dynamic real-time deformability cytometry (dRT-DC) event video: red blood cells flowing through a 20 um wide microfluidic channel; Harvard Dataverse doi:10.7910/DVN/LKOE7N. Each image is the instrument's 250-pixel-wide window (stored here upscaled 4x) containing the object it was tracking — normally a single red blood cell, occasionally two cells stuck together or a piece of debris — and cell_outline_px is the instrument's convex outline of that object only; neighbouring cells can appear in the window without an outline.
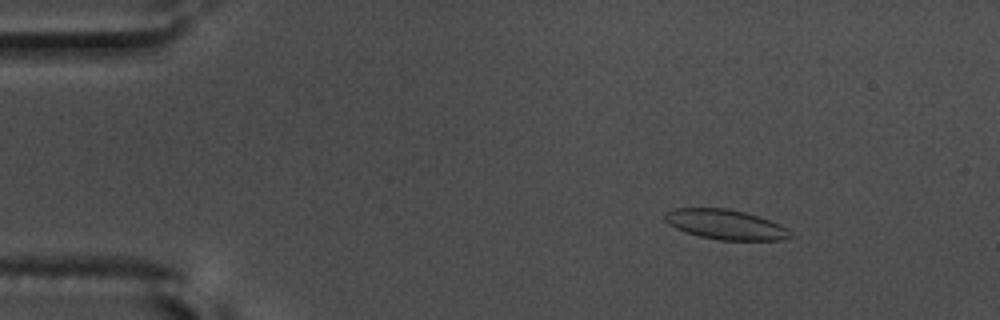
{"species": "common noctule bat (a hibernating species)", "species_latin": "Nyctalus noctula", "temperature_condition": "warm", "stored_images_in_passage": 51, "camera_frame_rate_fps": 3000, "um_per_image_px": 0.085, "animal": {"sex": "male", "body_mass_g": 17.5, "forearm_length_mm": 52.3}, "frame": {"image": 1, "passage_image": 2, "time_ms": 0.333, "image_size_px": [1000, 320], "cell_outline_px": [[792, 236], [784, 240], [720, 240], [700, 236], [684, 232], [668, 224], [664, 220], [664, 216], [668, 212], [676, 208], [728, 208], [744, 212], [780, 224], [788, 228]], "centroid_in_image_um": [61.67, 19.09], "position_along_channel_um": 23.3, "area_um2": 21.73}}
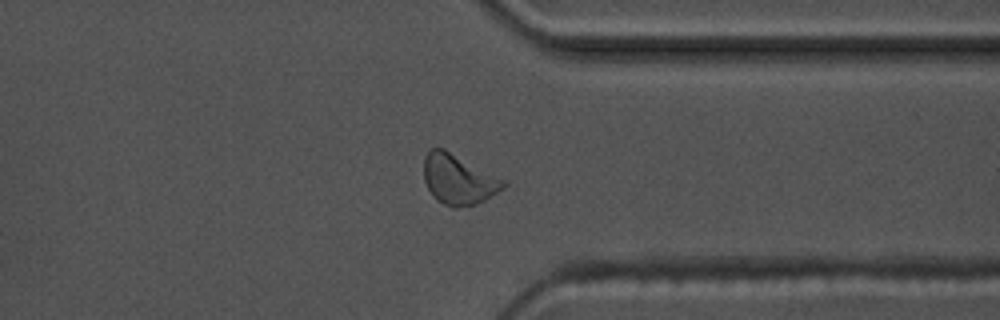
{"frame": {"image": 2, "passage_image": 38, "time_ms": 12.333, "image_size_px": [1000, 320], "cell_outline_px": [[508, 184], [504, 188], [484, 200], [476, 204], [456, 208], [452, 208], [436, 200], [432, 196], [424, 180], [424, 156], [432, 148], [444, 148], [508, 180]], "centroid_in_image_um": [39.0, 15.24], "position_along_channel_um": 372.4, "area_um2": 23.58}}
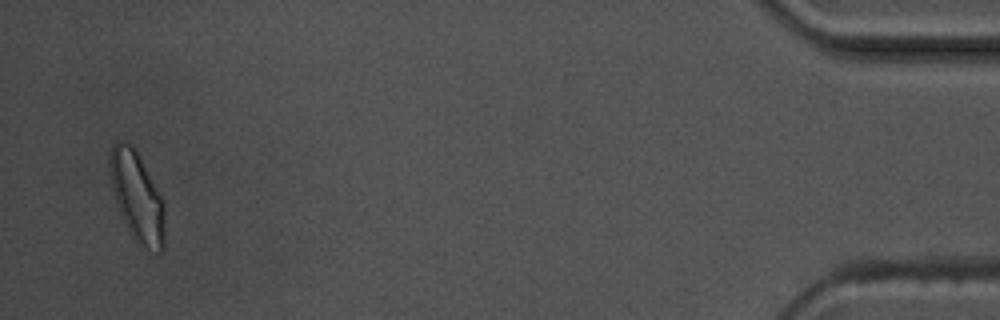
{"frame": {"image": 3, "passage_image": 49, "time_ms": 16.0, "image_size_px": [1000, 320], "cell_outline_px": [[164, 248], [160, 252], [144, 252], [136, 244], [120, 212], [112, 188], [108, 160], [108, 156], [112, 144], [120, 140], [124, 140], [132, 144], [136, 148], [164, 200]], "centroid_in_image_um": [11.66, 16.73], "position_along_channel_um": 423.5, "area_um2": 29.42}, "authors_computed_cell_mechanics": {"area_um2": 21.8484, "velocity_mm_per_s": 3.5952, "shape_relaxation_time_tau1_ms": 6.6221, "shape_relaxation_time_tau2_ms": 1.246, "deformation_change_tau1": 0.1452, "deformation_change_tau2": 0.0806}}